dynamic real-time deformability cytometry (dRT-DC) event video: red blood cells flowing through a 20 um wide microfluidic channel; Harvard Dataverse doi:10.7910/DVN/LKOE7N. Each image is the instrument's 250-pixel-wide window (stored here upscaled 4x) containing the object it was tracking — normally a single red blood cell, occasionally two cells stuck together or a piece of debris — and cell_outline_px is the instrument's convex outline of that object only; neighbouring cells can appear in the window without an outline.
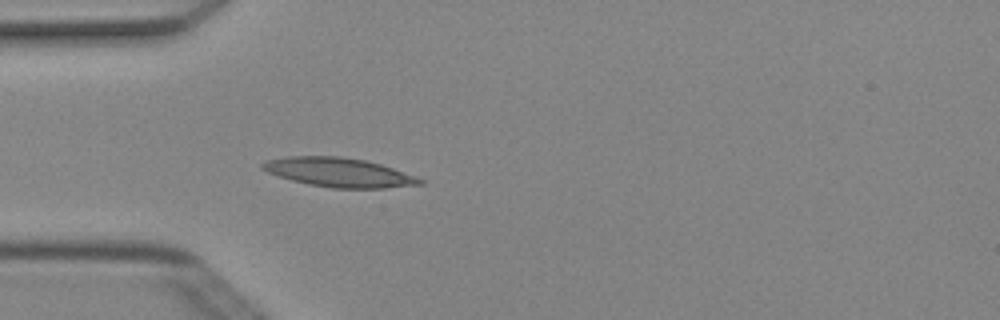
{"species": "Egyptian fruit bat (a non-hibernating species)", "species_latin": "Rousettus aegyptiacus", "temperature_condition": "cold", "stored_images_in_passage": 5, "camera_frame_rate_fps": 3000, "um_per_image_px": 0.085, "animal": {"sex": "female"}, "frame": {"image": 1, "passage_image": 5, "time_ms": 1.333, "image_size_px": [1000, 320], "cell_outline_px": [[424, 184], [384, 188], [332, 188], [308, 184], [292, 180], [268, 172], [260, 168], [260, 164], [268, 160], [288, 156], [340, 156], [364, 160], [380, 164], [416, 176], [424, 180]], "centroid_in_image_um": [28.81, 14.65], "position_along_channel_um": 56.2, "area_um2": 26.59}}